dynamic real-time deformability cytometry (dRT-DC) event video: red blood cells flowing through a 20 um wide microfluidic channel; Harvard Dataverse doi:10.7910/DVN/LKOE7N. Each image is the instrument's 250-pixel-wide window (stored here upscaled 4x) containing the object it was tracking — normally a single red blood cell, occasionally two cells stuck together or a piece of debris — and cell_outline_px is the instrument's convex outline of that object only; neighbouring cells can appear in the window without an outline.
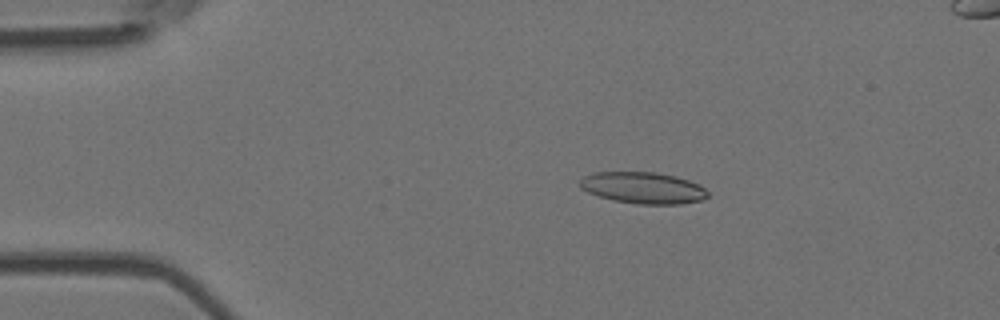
{"species": "Egyptian fruit bat (a non-hibernating species)", "species_latin": "Rousettus aegyptiacus", "temperature_condition": "room temperature", "stored_images_in_passage": 51, "segment_of_instrument_passage": [1, 2], "camera_frame_rate_fps": 3000, "um_per_image_px": 0.085, "animal": {"sex": "female"}, "frame": {"image": 1, "passage_image": 9, "time_ms": 2.667, "image_size_px": [1000, 320], "cell_outline_px": [[708, 196], [700, 200], [680, 204], [636, 204], [612, 200], [588, 192], [580, 188], [580, 180], [584, 176], [592, 172], [656, 172], [676, 176], [700, 184], [708, 192]], "centroid_in_image_um": [54.65, 15.96], "position_along_channel_um": 30.3, "area_um2": 23.52}}
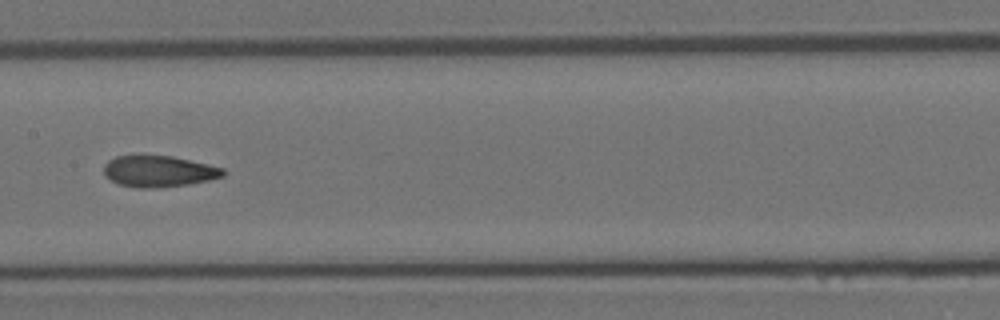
{"frame": {"image": 2, "passage_image": 25, "time_ms": 8.0, "image_size_px": [1000, 320], "cell_outline_px": [[224, 176], [208, 180], [188, 184], [160, 188], [136, 188], [120, 184], [104, 176], [104, 164], [108, 160], [116, 156], [140, 152], [172, 156], [208, 164], [224, 168]], "centroid_in_image_um": [13.43, 14.52], "position_along_channel_um": 194.0, "area_um2": 22.48}}
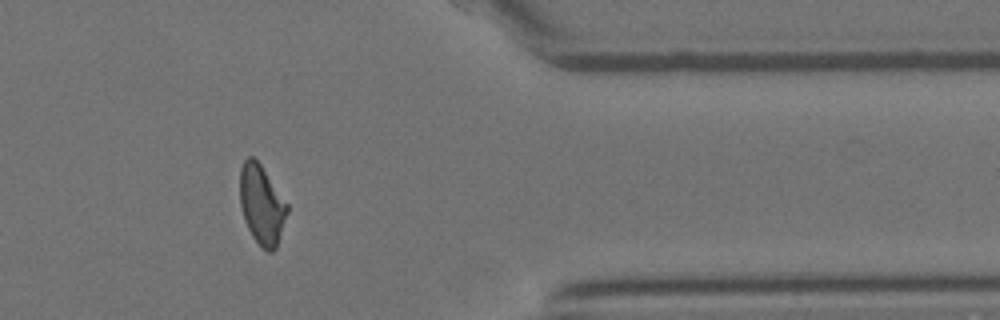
{"frame": {"image": 3, "passage_image": 41, "time_ms": 13.333, "image_size_px": [1000, 320], "cell_outline_px": [[288, 212], [276, 248], [272, 252], [268, 252], [252, 236], [244, 220], [240, 204], [240, 168], [244, 160], [248, 156], [252, 156], [260, 164], [288, 204]], "centroid_in_image_um": [22.24, 17.39], "position_along_channel_um": 389.2, "area_um2": 21.68}}